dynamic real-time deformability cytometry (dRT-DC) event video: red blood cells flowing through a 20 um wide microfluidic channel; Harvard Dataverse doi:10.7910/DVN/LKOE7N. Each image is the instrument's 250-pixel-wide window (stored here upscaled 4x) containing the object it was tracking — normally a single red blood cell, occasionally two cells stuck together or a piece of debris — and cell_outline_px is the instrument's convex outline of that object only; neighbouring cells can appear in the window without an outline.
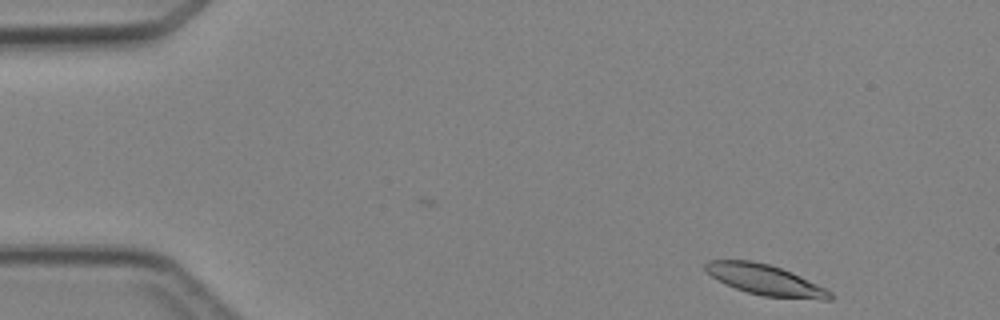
{"species": "Egyptian fruit bat (a non-hibernating species)", "species_latin": "Rousettus aegyptiacus", "temperature_condition": "cold", "stored_images_in_passage": 4, "camera_frame_rate_fps": 3000, "um_per_image_px": 0.085, "animal": {"sex": "female"}, "frame": {"image": 1, "passage_image": 1, "time_ms": 0.0, "image_size_px": [1000, 320], "cell_outline_px": [[832, 300], [820, 300], [764, 296], [748, 292], [736, 288], [712, 276], [704, 268], [704, 264], [708, 260], [752, 260], [768, 264], [792, 272], [832, 292]], "centroid_in_image_um": [65.07, 23.79], "position_along_channel_um": 19.9, "area_um2": 21.85}}
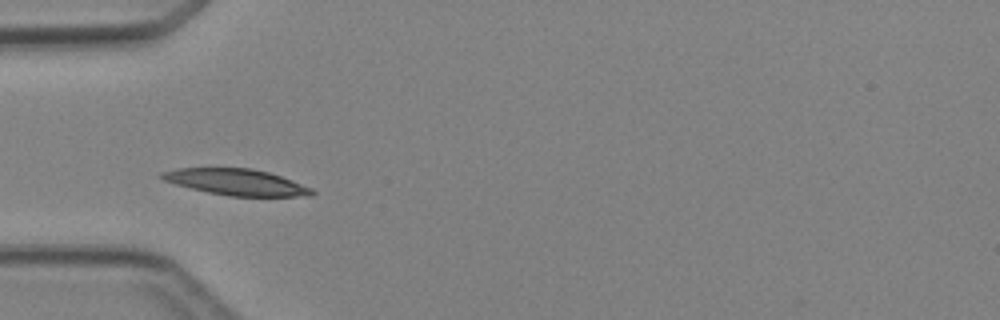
{"frame": {"image": 2, "passage_image": 4, "time_ms": 3.333, "image_size_px": [1000, 320], "cell_outline_px": [[316, 192], [312, 196], [228, 196], [208, 192], [176, 184], [164, 180], [156, 176], [160, 172], [176, 168], [248, 168], [268, 172], [292, 180], [312, 188]], "centroid_in_image_um": [20.07, 15.48], "position_along_channel_um": 64.9, "area_um2": 22.89}}